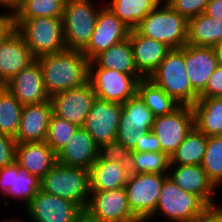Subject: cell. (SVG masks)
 I'll return each instance as SVG.
<instances>
[{
    "instance_id": "cell-48",
    "label": "cell",
    "mask_w": 222,
    "mask_h": 222,
    "mask_svg": "<svg viewBox=\"0 0 222 222\" xmlns=\"http://www.w3.org/2000/svg\"><path fill=\"white\" fill-rule=\"evenodd\" d=\"M19 3L20 0H0V8L1 10L13 11Z\"/></svg>"
},
{
    "instance_id": "cell-38",
    "label": "cell",
    "mask_w": 222,
    "mask_h": 222,
    "mask_svg": "<svg viewBox=\"0 0 222 222\" xmlns=\"http://www.w3.org/2000/svg\"><path fill=\"white\" fill-rule=\"evenodd\" d=\"M78 128L79 127L77 125L52 114L45 141L53 149V151L57 153L67 144V141Z\"/></svg>"
},
{
    "instance_id": "cell-2",
    "label": "cell",
    "mask_w": 222,
    "mask_h": 222,
    "mask_svg": "<svg viewBox=\"0 0 222 222\" xmlns=\"http://www.w3.org/2000/svg\"><path fill=\"white\" fill-rule=\"evenodd\" d=\"M14 27L36 59L66 50L62 17L14 19Z\"/></svg>"
},
{
    "instance_id": "cell-25",
    "label": "cell",
    "mask_w": 222,
    "mask_h": 222,
    "mask_svg": "<svg viewBox=\"0 0 222 222\" xmlns=\"http://www.w3.org/2000/svg\"><path fill=\"white\" fill-rule=\"evenodd\" d=\"M192 110L198 131L206 136L222 135V97L198 98Z\"/></svg>"
},
{
    "instance_id": "cell-21",
    "label": "cell",
    "mask_w": 222,
    "mask_h": 222,
    "mask_svg": "<svg viewBox=\"0 0 222 222\" xmlns=\"http://www.w3.org/2000/svg\"><path fill=\"white\" fill-rule=\"evenodd\" d=\"M184 62L192 89L200 95L218 66V57L213 47L184 46Z\"/></svg>"
},
{
    "instance_id": "cell-17",
    "label": "cell",
    "mask_w": 222,
    "mask_h": 222,
    "mask_svg": "<svg viewBox=\"0 0 222 222\" xmlns=\"http://www.w3.org/2000/svg\"><path fill=\"white\" fill-rule=\"evenodd\" d=\"M168 176L184 191L197 195L209 208L222 204L220 199H215L220 190L209 180L201 165L170 164Z\"/></svg>"
},
{
    "instance_id": "cell-6",
    "label": "cell",
    "mask_w": 222,
    "mask_h": 222,
    "mask_svg": "<svg viewBox=\"0 0 222 222\" xmlns=\"http://www.w3.org/2000/svg\"><path fill=\"white\" fill-rule=\"evenodd\" d=\"M208 208L197 195L184 191L168 176L162 185L156 210L146 222H157L160 216L166 222H193Z\"/></svg>"
},
{
    "instance_id": "cell-28",
    "label": "cell",
    "mask_w": 222,
    "mask_h": 222,
    "mask_svg": "<svg viewBox=\"0 0 222 222\" xmlns=\"http://www.w3.org/2000/svg\"><path fill=\"white\" fill-rule=\"evenodd\" d=\"M162 0H105V5L129 29H135L139 23Z\"/></svg>"
},
{
    "instance_id": "cell-22",
    "label": "cell",
    "mask_w": 222,
    "mask_h": 222,
    "mask_svg": "<svg viewBox=\"0 0 222 222\" xmlns=\"http://www.w3.org/2000/svg\"><path fill=\"white\" fill-rule=\"evenodd\" d=\"M52 114L50 100L38 104L23 105L20 125L15 137L17 143L44 142Z\"/></svg>"
},
{
    "instance_id": "cell-27",
    "label": "cell",
    "mask_w": 222,
    "mask_h": 222,
    "mask_svg": "<svg viewBox=\"0 0 222 222\" xmlns=\"http://www.w3.org/2000/svg\"><path fill=\"white\" fill-rule=\"evenodd\" d=\"M220 42H222V19H213L201 13L188 20L187 44L214 48Z\"/></svg>"
},
{
    "instance_id": "cell-44",
    "label": "cell",
    "mask_w": 222,
    "mask_h": 222,
    "mask_svg": "<svg viewBox=\"0 0 222 222\" xmlns=\"http://www.w3.org/2000/svg\"><path fill=\"white\" fill-rule=\"evenodd\" d=\"M4 11V12H3ZM14 16L12 11H0V44L14 29Z\"/></svg>"
},
{
    "instance_id": "cell-45",
    "label": "cell",
    "mask_w": 222,
    "mask_h": 222,
    "mask_svg": "<svg viewBox=\"0 0 222 222\" xmlns=\"http://www.w3.org/2000/svg\"><path fill=\"white\" fill-rule=\"evenodd\" d=\"M193 222H222V204L216 207L208 208Z\"/></svg>"
},
{
    "instance_id": "cell-18",
    "label": "cell",
    "mask_w": 222,
    "mask_h": 222,
    "mask_svg": "<svg viewBox=\"0 0 222 222\" xmlns=\"http://www.w3.org/2000/svg\"><path fill=\"white\" fill-rule=\"evenodd\" d=\"M35 60L23 36L14 28L0 44V85L7 84Z\"/></svg>"
},
{
    "instance_id": "cell-26",
    "label": "cell",
    "mask_w": 222,
    "mask_h": 222,
    "mask_svg": "<svg viewBox=\"0 0 222 222\" xmlns=\"http://www.w3.org/2000/svg\"><path fill=\"white\" fill-rule=\"evenodd\" d=\"M89 171L90 191H107L124 188L128 175L120 163L97 159Z\"/></svg>"
},
{
    "instance_id": "cell-9",
    "label": "cell",
    "mask_w": 222,
    "mask_h": 222,
    "mask_svg": "<svg viewBox=\"0 0 222 222\" xmlns=\"http://www.w3.org/2000/svg\"><path fill=\"white\" fill-rule=\"evenodd\" d=\"M168 174L143 173L129 177L125 185L131 211L140 222H146L155 212L162 185Z\"/></svg>"
},
{
    "instance_id": "cell-49",
    "label": "cell",
    "mask_w": 222,
    "mask_h": 222,
    "mask_svg": "<svg viewBox=\"0 0 222 222\" xmlns=\"http://www.w3.org/2000/svg\"><path fill=\"white\" fill-rule=\"evenodd\" d=\"M214 48L218 57V65L222 66V42L217 44Z\"/></svg>"
},
{
    "instance_id": "cell-7",
    "label": "cell",
    "mask_w": 222,
    "mask_h": 222,
    "mask_svg": "<svg viewBox=\"0 0 222 222\" xmlns=\"http://www.w3.org/2000/svg\"><path fill=\"white\" fill-rule=\"evenodd\" d=\"M40 182L43 191L70 200L80 208L87 207L90 198L87 169L57 163Z\"/></svg>"
},
{
    "instance_id": "cell-29",
    "label": "cell",
    "mask_w": 222,
    "mask_h": 222,
    "mask_svg": "<svg viewBox=\"0 0 222 222\" xmlns=\"http://www.w3.org/2000/svg\"><path fill=\"white\" fill-rule=\"evenodd\" d=\"M93 62L100 68L111 69L129 75H139L134 65L129 38L100 53Z\"/></svg>"
},
{
    "instance_id": "cell-10",
    "label": "cell",
    "mask_w": 222,
    "mask_h": 222,
    "mask_svg": "<svg viewBox=\"0 0 222 222\" xmlns=\"http://www.w3.org/2000/svg\"><path fill=\"white\" fill-rule=\"evenodd\" d=\"M193 127L192 106L180 105L170 114L155 117L151 131L159 139L161 152L171 156Z\"/></svg>"
},
{
    "instance_id": "cell-23",
    "label": "cell",
    "mask_w": 222,
    "mask_h": 222,
    "mask_svg": "<svg viewBox=\"0 0 222 222\" xmlns=\"http://www.w3.org/2000/svg\"><path fill=\"white\" fill-rule=\"evenodd\" d=\"M98 145L84 127H79L60 149L57 163L89 170L97 160Z\"/></svg>"
},
{
    "instance_id": "cell-31",
    "label": "cell",
    "mask_w": 222,
    "mask_h": 222,
    "mask_svg": "<svg viewBox=\"0 0 222 222\" xmlns=\"http://www.w3.org/2000/svg\"><path fill=\"white\" fill-rule=\"evenodd\" d=\"M155 116L136 94L134 97L122 103L118 129H136L151 131Z\"/></svg>"
},
{
    "instance_id": "cell-1",
    "label": "cell",
    "mask_w": 222,
    "mask_h": 222,
    "mask_svg": "<svg viewBox=\"0 0 222 222\" xmlns=\"http://www.w3.org/2000/svg\"><path fill=\"white\" fill-rule=\"evenodd\" d=\"M49 96L88 82L89 60L80 50L62 51L37 58Z\"/></svg>"
},
{
    "instance_id": "cell-20",
    "label": "cell",
    "mask_w": 222,
    "mask_h": 222,
    "mask_svg": "<svg viewBox=\"0 0 222 222\" xmlns=\"http://www.w3.org/2000/svg\"><path fill=\"white\" fill-rule=\"evenodd\" d=\"M133 61L138 74L143 79H149L164 60L171 48L161 42L140 35L135 29L130 30Z\"/></svg>"
},
{
    "instance_id": "cell-46",
    "label": "cell",
    "mask_w": 222,
    "mask_h": 222,
    "mask_svg": "<svg viewBox=\"0 0 222 222\" xmlns=\"http://www.w3.org/2000/svg\"><path fill=\"white\" fill-rule=\"evenodd\" d=\"M203 14L213 19H222V0H211Z\"/></svg>"
},
{
    "instance_id": "cell-14",
    "label": "cell",
    "mask_w": 222,
    "mask_h": 222,
    "mask_svg": "<svg viewBox=\"0 0 222 222\" xmlns=\"http://www.w3.org/2000/svg\"><path fill=\"white\" fill-rule=\"evenodd\" d=\"M80 209L76 203L40 189L23 210L29 222H75Z\"/></svg>"
},
{
    "instance_id": "cell-8",
    "label": "cell",
    "mask_w": 222,
    "mask_h": 222,
    "mask_svg": "<svg viewBox=\"0 0 222 222\" xmlns=\"http://www.w3.org/2000/svg\"><path fill=\"white\" fill-rule=\"evenodd\" d=\"M141 79L143 78L140 75L100 68L93 61H89L88 81L99 99L122 104L136 95Z\"/></svg>"
},
{
    "instance_id": "cell-40",
    "label": "cell",
    "mask_w": 222,
    "mask_h": 222,
    "mask_svg": "<svg viewBox=\"0 0 222 222\" xmlns=\"http://www.w3.org/2000/svg\"><path fill=\"white\" fill-rule=\"evenodd\" d=\"M15 138L0 133V169L16 162Z\"/></svg>"
},
{
    "instance_id": "cell-42",
    "label": "cell",
    "mask_w": 222,
    "mask_h": 222,
    "mask_svg": "<svg viewBox=\"0 0 222 222\" xmlns=\"http://www.w3.org/2000/svg\"><path fill=\"white\" fill-rule=\"evenodd\" d=\"M149 131H140L136 129H118L117 140L127 149L134 150L140 140L141 135H145Z\"/></svg>"
},
{
    "instance_id": "cell-13",
    "label": "cell",
    "mask_w": 222,
    "mask_h": 222,
    "mask_svg": "<svg viewBox=\"0 0 222 222\" xmlns=\"http://www.w3.org/2000/svg\"><path fill=\"white\" fill-rule=\"evenodd\" d=\"M130 30L104 5L98 13L96 26L90 41L82 52L89 61H93L100 53L126 40Z\"/></svg>"
},
{
    "instance_id": "cell-24",
    "label": "cell",
    "mask_w": 222,
    "mask_h": 222,
    "mask_svg": "<svg viewBox=\"0 0 222 222\" xmlns=\"http://www.w3.org/2000/svg\"><path fill=\"white\" fill-rule=\"evenodd\" d=\"M16 163L41 179L57 164V155L46 141L18 143Z\"/></svg>"
},
{
    "instance_id": "cell-36",
    "label": "cell",
    "mask_w": 222,
    "mask_h": 222,
    "mask_svg": "<svg viewBox=\"0 0 222 222\" xmlns=\"http://www.w3.org/2000/svg\"><path fill=\"white\" fill-rule=\"evenodd\" d=\"M97 159L120 163L128 177L136 174L133 150L127 149L117 139L98 145Z\"/></svg>"
},
{
    "instance_id": "cell-50",
    "label": "cell",
    "mask_w": 222,
    "mask_h": 222,
    "mask_svg": "<svg viewBox=\"0 0 222 222\" xmlns=\"http://www.w3.org/2000/svg\"><path fill=\"white\" fill-rule=\"evenodd\" d=\"M10 216V218H1V220H0V222H28V221H26V220H24V219H19V215H18V217L17 218H15L14 217V214L12 213V215H9ZM12 216V217H11ZM4 219V220H3Z\"/></svg>"
},
{
    "instance_id": "cell-34",
    "label": "cell",
    "mask_w": 222,
    "mask_h": 222,
    "mask_svg": "<svg viewBox=\"0 0 222 222\" xmlns=\"http://www.w3.org/2000/svg\"><path fill=\"white\" fill-rule=\"evenodd\" d=\"M67 0H20L12 11L14 19L35 17H62Z\"/></svg>"
},
{
    "instance_id": "cell-5",
    "label": "cell",
    "mask_w": 222,
    "mask_h": 222,
    "mask_svg": "<svg viewBox=\"0 0 222 222\" xmlns=\"http://www.w3.org/2000/svg\"><path fill=\"white\" fill-rule=\"evenodd\" d=\"M149 79L179 105L192 106L199 98L187 74L184 47L171 49Z\"/></svg>"
},
{
    "instance_id": "cell-30",
    "label": "cell",
    "mask_w": 222,
    "mask_h": 222,
    "mask_svg": "<svg viewBox=\"0 0 222 222\" xmlns=\"http://www.w3.org/2000/svg\"><path fill=\"white\" fill-rule=\"evenodd\" d=\"M208 143V136L195 127L170 156V164L201 165Z\"/></svg>"
},
{
    "instance_id": "cell-4",
    "label": "cell",
    "mask_w": 222,
    "mask_h": 222,
    "mask_svg": "<svg viewBox=\"0 0 222 222\" xmlns=\"http://www.w3.org/2000/svg\"><path fill=\"white\" fill-rule=\"evenodd\" d=\"M67 0L62 22L66 49L82 51L89 43L104 0ZM97 4V5H96Z\"/></svg>"
},
{
    "instance_id": "cell-41",
    "label": "cell",
    "mask_w": 222,
    "mask_h": 222,
    "mask_svg": "<svg viewBox=\"0 0 222 222\" xmlns=\"http://www.w3.org/2000/svg\"><path fill=\"white\" fill-rule=\"evenodd\" d=\"M222 97V66L218 65L210 76L199 98Z\"/></svg>"
},
{
    "instance_id": "cell-33",
    "label": "cell",
    "mask_w": 222,
    "mask_h": 222,
    "mask_svg": "<svg viewBox=\"0 0 222 222\" xmlns=\"http://www.w3.org/2000/svg\"><path fill=\"white\" fill-rule=\"evenodd\" d=\"M23 105L4 86L0 88V133L16 137Z\"/></svg>"
},
{
    "instance_id": "cell-3",
    "label": "cell",
    "mask_w": 222,
    "mask_h": 222,
    "mask_svg": "<svg viewBox=\"0 0 222 222\" xmlns=\"http://www.w3.org/2000/svg\"><path fill=\"white\" fill-rule=\"evenodd\" d=\"M143 36L161 41L171 49L187 44L188 20L162 0L135 28Z\"/></svg>"
},
{
    "instance_id": "cell-39",
    "label": "cell",
    "mask_w": 222,
    "mask_h": 222,
    "mask_svg": "<svg viewBox=\"0 0 222 222\" xmlns=\"http://www.w3.org/2000/svg\"><path fill=\"white\" fill-rule=\"evenodd\" d=\"M174 11L187 20L204 12L211 0H164Z\"/></svg>"
},
{
    "instance_id": "cell-35",
    "label": "cell",
    "mask_w": 222,
    "mask_h": 222,
    "mask_svg": "<svg viewBox=\"0 0 222 222\" xmlns=\"http://www.w3.org/2000/svg\"><path fill=\"white\" fill-rule=\"evenodd\" d=\"M201 167L209 180L219 190L222 185V135L208 136V143Z\"/></svg>"
},
{
    "instance_id": "cell-43",
    "label": "cell",
    "mask_w": 222,
    "mask_h": 222,
    "mask_svg": "<svg viewBox=\"0 0 222 222\" xmlns=\"http://www.w3.org/2000/svg\"><path fill=\"white\" fill-rule=\"evenodd\" d=\"M157 152L161 151V146L159 143V139L157 136L152 132L149 131L145 135L140 136V140L135 146L133 152Z\"/></svg>"
},
{
    "instance_id": "cell-12",
    "label": "cell",
    "mask_w": 222,
    "mask_h": 222,
    "mask_svg": "<svg viewBox=\"0 0 222 222\" xmlns=\"http://www.w3.org/2000/svg\"><path fill=\"white\" fill-rule=\"evenodd\" d=\"M40 189V179L31 175L27 169L20 167L16 162L0 169V197L2 195L5 197L0 198V202L4 199L3 207L11 205L12 199L16 203L21 202V210H23Z\"/></svg>"
},
{
    "instance_id": "cell-11",
    "label": "cell",
    "mask_w": 222,
    "mask_h": 222,
    "mask_svg": "<svg viewBox=\"0 0 222 222\" xmlns=\"http://www.w3.org/2000/svg\"><path fill=\"white\" fill-rule=\"evenodd\" d=\"M88 81L78 88L62 91L50 96L53 115L65 119L78 127H84L87 116L96 99Z\"/></svg>"
},
{
    "instance_id": "cell-19",
    "label": "cell",
    "mask_w": 222,
    "mask_h": 222,
    "mask_svg": "<svg viewBox=\"0 0 222 222\" xmlns=\"http://www.w3.org/2000/svg\"><path fill=\"white\" fill-rule=\"evenodd\" d=\"M4 87L22 104H38L50 99L46 91L42 70L36 59L16 74Z\"/></svg>"
},
{
    "instance_id": "cell-15",
    "label": "cell",
    "mask_w": 222,
    "mask_h": 222,
    "mask_svg": "<svg viewBox=\"0 0 222 222\" xmlns=\"http://www.w3.org/2000/svg\"><path fill=\"white\" fill-rule=\"evenodd\" d=\"M122 104L96 98L84 128L97 145L116 140Z\"/></svg>"
},
{
    "instance_id": "cell-47",
    "label": "cell",
    "mask_w": 222,
    "mask_h": 222,
    "mask_svg": "<svg viewBox=\"0 0 222 222\" xmlns=\"http://www.w3.org/2000/svg\"><path fill=\"white\" fill-rule=\"evenodd\" d=\"M75 222H105V221L98 218L96 215H94L91 211H89L85 207L80 209Z\"/></svg>"
},
{
    "instance_id": "cell-16",
    "label": "cell",
    "mask_w": 222,
    "mask_h": 222,
    "mask_svg": "<svg viewBox=\"0 0 222 222\" xmlns=\"http://www.w3.org/2000/svg\"><path fill=\"white\" fill-rule=\"evenodd\" d=\"M86 208L105 222H140L131 211L125 188L90 191Z\"/></svg>"
},
{
    "instance_id": "cell-32",
    "label": "cell",
    "mask_w": 222,
    "mask_h": 222,
    "mask_svg": "<svg viewBox=\"0 0 222 222\" xmlns=\"http://www.w3.org/2000/svg\"><path fill=\"white\" fill-rule=\"evenodd\" d=\"M155 117L172 113L180 105L150 79H141L137 85V93Z\"/></svg>"
},
{
    "instance_id": "cell-37",
    "label": "cell",
    "mask_w": 222,
    "mask_h": 222,
    "mask_svg": "<svg viewBox=\"0 0 222 222\" xmlns=\"http://www.w3.org/2000/svg\"><path fill=\"white\" fill-rule=\"evenodd\" d=\"M133 162L136 174H168L170 169V156L161 151L133 152Z\"/></svg>"
}]
</instances>
